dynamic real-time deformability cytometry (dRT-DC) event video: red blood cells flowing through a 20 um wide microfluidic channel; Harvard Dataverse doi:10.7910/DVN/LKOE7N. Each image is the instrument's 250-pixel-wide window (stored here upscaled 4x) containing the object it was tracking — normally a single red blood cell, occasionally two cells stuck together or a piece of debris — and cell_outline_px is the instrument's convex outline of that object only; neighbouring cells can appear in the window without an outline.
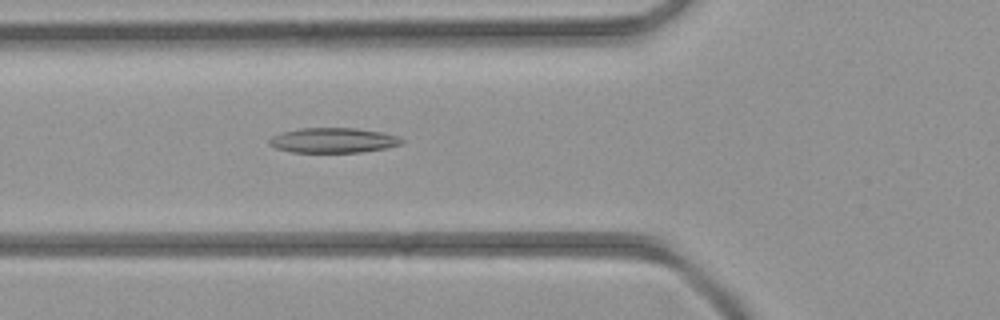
{"species": "common noctule bat (a hibernating species)", "species_latin": "Nyctalus noctula", "temperature_condition": "room temperature", "stored_images_in_passage": 4, "camera_frame_rate_fps": 3000, "um_per_image_px": 0.085, "animal": {"sex": "female", "body_mass_g": 21.9}, "frame": {"image": 1, "passage_image": 4, "time_ms": 4.333, "image_size_px": [1000, 320], "cell_outline_px": [[404, 140], [400, 144], [388, 148], [360, 152], [292, 152], [276, 148], [268, 144], [268, 140], [272, 136], [284, 132], [300, 128], [356, 128], [380, 132], [400, 136]], "centroid_in_image_um": [28.34, 11.93], "position_along_channel_um": 97.5, "area_um2": 19.25}}